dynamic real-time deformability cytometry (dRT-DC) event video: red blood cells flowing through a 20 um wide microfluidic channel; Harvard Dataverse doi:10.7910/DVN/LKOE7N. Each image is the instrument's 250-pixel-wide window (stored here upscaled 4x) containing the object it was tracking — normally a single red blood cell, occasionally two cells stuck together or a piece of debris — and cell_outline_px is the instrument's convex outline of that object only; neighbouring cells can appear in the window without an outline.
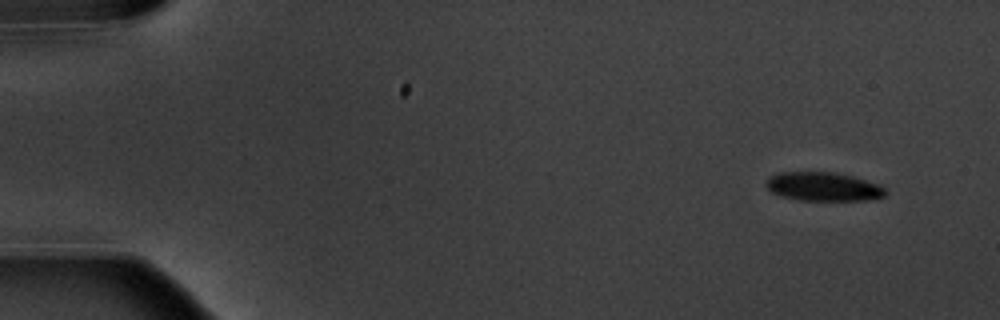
{"species": "common noctule bat (a hibernating species)", "species_latin": "Nyctalus noctula", "temperature_condition": "warm", "stored_images_in_passage": 6, "camera_frame_rate_fps": 3000, "um_per_image_px": 0.085, "animal": {"sex": "male", "body_mass_g": 20.1, "forearm_length_mm": 53.5}, "frame": {"image": 1, "passage_image": 1, "time_ms": 0.0, "image_size_px": [1000, 320], "cell_outline_px": [[888, 192], [884, 196], [868, 200], [800, 200], [780, 196], [772, 192], [768, 188], [768, 176], [780, 172], [836, 172], [852, 176], [880, 184]], "centroid_in_image_um": [70.01, 15.86], "position_along_channel_um": 15.0, "area_um2": 20.0}}
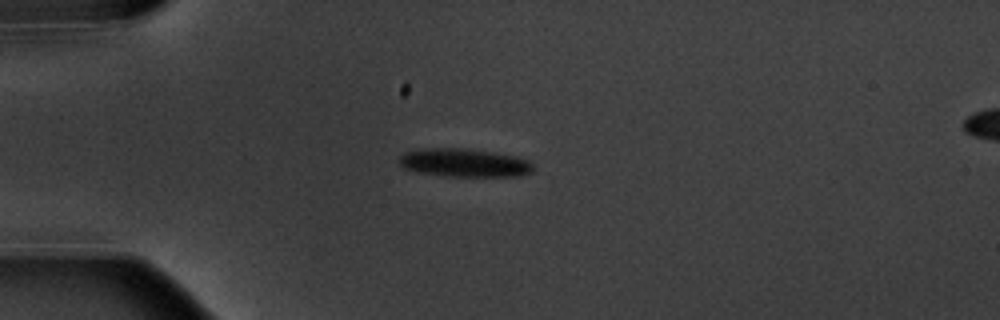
{"frame": {"image": 2, "passage_image": 4, "time_ms": 3.667, "image_size_px": [1000, 320], "cell_outline_px": [[536, 168], [532, 172], [520, 176], [444, 176], [416, 172], [404, 168], [400, 164], [400, 156], [404, 152], [416, 148], [464, 148], [492, 152], [512, 156], [528, 160]], "centroid_in_image_um": [39.44, 13.83], "position_along_channel_um": 45.6, "area_um2": 22.25}}